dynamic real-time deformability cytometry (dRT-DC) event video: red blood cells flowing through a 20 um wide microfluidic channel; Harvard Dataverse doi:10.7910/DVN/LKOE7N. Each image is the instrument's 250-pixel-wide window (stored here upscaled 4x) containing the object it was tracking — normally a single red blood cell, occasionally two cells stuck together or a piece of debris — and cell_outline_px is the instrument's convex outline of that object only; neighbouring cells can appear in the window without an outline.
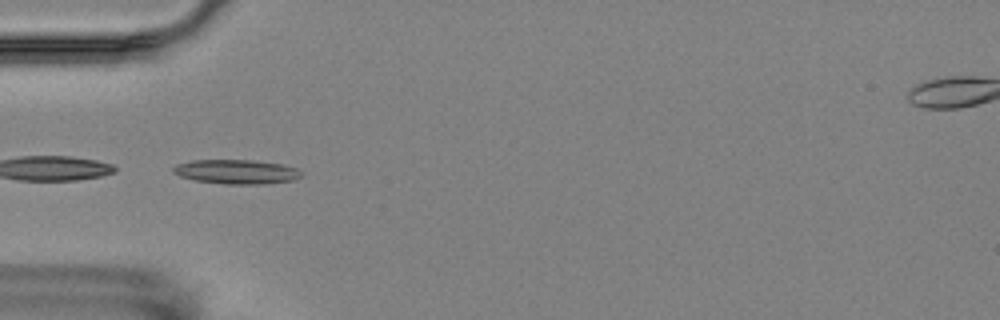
{"species": "Egyptian fruit bat (a non-hibernating species)", "species_latin": "Rousettus aegyptiacus", "temperature_condition": "room temperature", "stored_images_in_passage": 5, "camera_frame_rate_fps": 3000, "um_per_image_px": 0.085, "animal": {"sex": "female"}, "frame": {"image": 1, "passage_image": 4, "time_ms": 3.667, "image_size_px": [1000, 320], "cell_outline_px": [[304, 172], [300, 176], [292, 180], [264, 184], [224, 184], [196, 180], [180, 176], [172, 172], [172, 168], [176, 164], [192, 160], [252, 160], [284, 164], [296, 168]], "centroid_in_image_um": [20.1, 14.59], "position_along_channel_um": 64.9, "area_um2": 18.21}}